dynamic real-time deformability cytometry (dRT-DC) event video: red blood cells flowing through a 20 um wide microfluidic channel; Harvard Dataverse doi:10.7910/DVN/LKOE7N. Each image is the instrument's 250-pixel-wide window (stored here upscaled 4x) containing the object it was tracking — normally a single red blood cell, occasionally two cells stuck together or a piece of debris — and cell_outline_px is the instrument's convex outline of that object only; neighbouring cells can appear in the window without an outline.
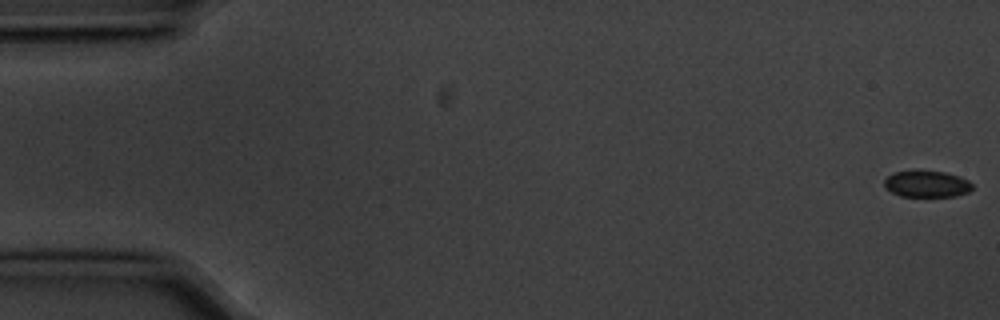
{"species": "common noctule bat (a hibernating species)", "species_latin": "Nyctalus noctula", "temperature_condition": "cold", "stored_images_in_passage": 9, "camera_frame_rate_fps": 3000, "um_per_image_px": 0.085, "animal": {"sex": "male", "body_mass_g": 20.1, "forearm_length_mm": 53.5}, "frame": {"image": 1, "passage_image": 1, "time_ms": 0.0, "image_size_px": [1000, 320], "cell_outline_px": [[972, 188], [968, 192], [956, 196], [900, 196], [892, 192], [884, 184], [884, 180], [888, 176], [896, 172], [944, 172], [968, 180], [972, 184]], "centroid_in_image_um": [78.79, 15.66], "position_along_channel_um": 6.2, "area_um2": 13.06}}